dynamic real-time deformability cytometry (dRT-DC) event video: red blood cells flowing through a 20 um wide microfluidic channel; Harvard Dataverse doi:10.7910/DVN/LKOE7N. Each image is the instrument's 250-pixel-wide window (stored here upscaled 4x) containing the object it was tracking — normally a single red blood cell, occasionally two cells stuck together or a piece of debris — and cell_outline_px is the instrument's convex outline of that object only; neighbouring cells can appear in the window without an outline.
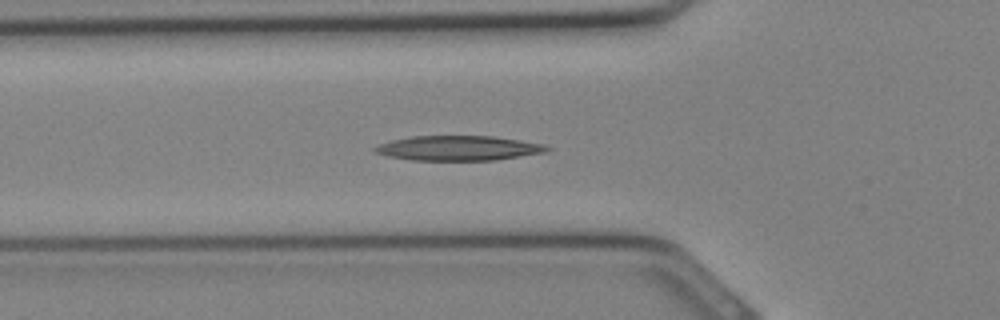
{"species": "Egyptian fruit bat (a non-hibernating species)", "species_latin": "Rousettus aegyptiacus", "temperature_condition": "cold", "stored_images_in_passage": 28, "camera_frame_rate_fps": 3000, "um_per_image_px": 0.085, "animal": {"sex": "female"}, "frame": {"image": 1, "passage_image": 10, "time_ms": 3.0, "image_size_px": [1000, 320], "cell_outline_px": [[552, 148], [548, 152], [492, 160], [412, 160], [388, 156], [376, 152], [372, 148], [380, 144], [392, 140], [412, 136], [492, 136], [520, 140], [544, 144]], "centroid_in_image_um": [39.0, 12.59], "position_along_channel_um": 86.8, "area_um2": 24.74}}
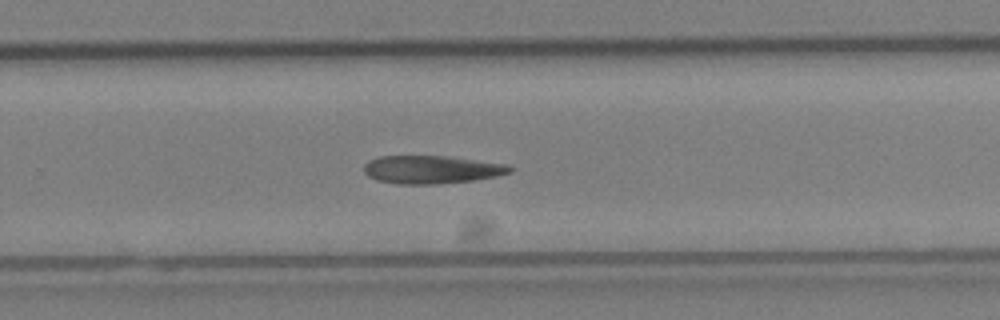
{"frame": {"image": 2, "passage_image": 20, "time_ms": 6.333, "image_size_px": [1000, 320], "cell_outline_px": [[512, 172], [496, 176], [476, 180], [436, 184], [396, 184], [376, 180], [368, 176], [364, 172], [364, 164], [368, 160], [380, 156], [444, 156], [508, 164], [512, 168]], "centroid_in_image_um": [36.66, 14.42], "position_along_channel_um": 293.1, "area_um2": 23.93}}
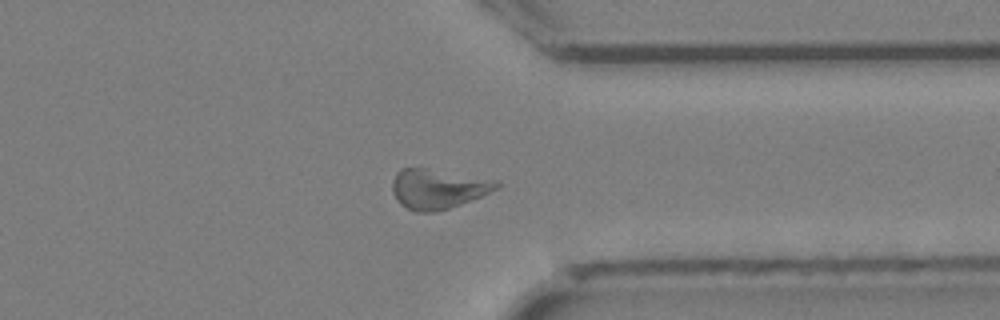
{"frame": {"image": 3, "passage_image": 24, "time_ms": 7.667, "image_size_px": [1000, 320], "cell_outline_px": [[504, 184], [472, 200], [436, 212], [416, 212], [400, 204], [392, 192], [392, 180], [396, 172], [400, 168], [424, 168], [500, 180]], "centroid_in_image_um": [37.22, 16.04], "position_along_channel_um": 374.2, "area_um2": 24.16}}